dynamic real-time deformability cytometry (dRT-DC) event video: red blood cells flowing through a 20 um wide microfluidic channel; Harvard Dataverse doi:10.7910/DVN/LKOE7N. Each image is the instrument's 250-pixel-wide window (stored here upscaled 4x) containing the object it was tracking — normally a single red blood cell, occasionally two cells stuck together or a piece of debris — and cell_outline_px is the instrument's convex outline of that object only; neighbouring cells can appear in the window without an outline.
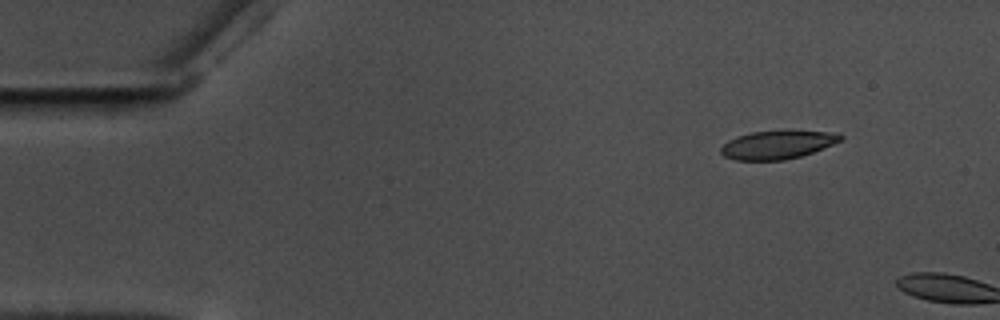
{"species": "common noctule bat (a hibernating species)", "species_latin": "Nyctalus noctula", "temperature_condition": "warm", "stored_images_in_passage": 3, "camera_frame_rate_fps": 3000, "um_per_image_px": 0.085, "animal": {"sex": "male", "body_mass_g": 17.5, "forearm_length_mm": 52.3}, "frame": {"image": 1, "passage_image": 1, "time_ms": 0.0, "image_size_px": [1000, 320], "cell_outline_px": [[844, 140], [812, 152], [800, 156], [784, 160], [736, 160], [724, 156], [720, 152], [720, 148], [728, 140], [736, 136], [752, 132], [840, 132], [844, 136]], "centroid_in_image_um": [66.08, 12.32], "position_along_channel_um": 18.9, "area_um2": 19.42}}